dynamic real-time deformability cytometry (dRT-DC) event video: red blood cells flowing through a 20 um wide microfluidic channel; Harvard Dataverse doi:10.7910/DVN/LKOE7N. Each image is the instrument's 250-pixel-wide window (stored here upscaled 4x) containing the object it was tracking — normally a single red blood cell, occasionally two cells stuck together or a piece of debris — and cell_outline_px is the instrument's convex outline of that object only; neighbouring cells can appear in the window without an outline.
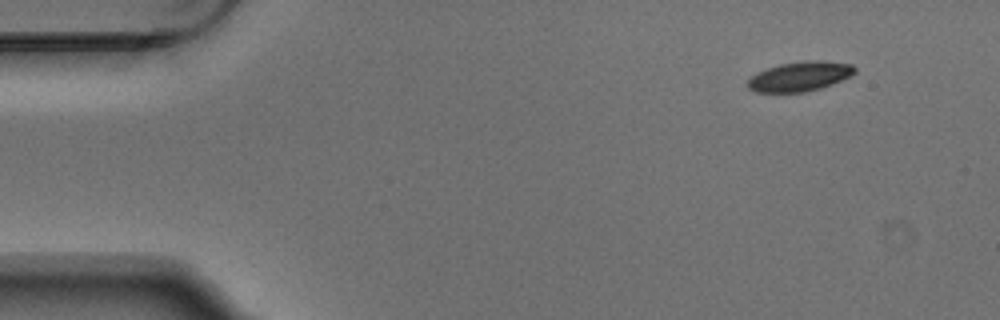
{"species": "Egyptian fruit bat (a non-hibernating species)", "species_latin": "Rousettus aegyptiacus", "temperature_condition": "warm", "stored_images_in_passage": 4, "camera_frame_rate_fps": 3000, "um_per_image_px": 0.085, "animal": {"sex": "male"}, "frame": {"image": 1, "passage_image": 1, "time_ms": 0.0, "image_size_px": [1000, 320], "cell_outline_px": [[856, 72], [852, 76], [832, 84], [820, 88], [804, 92], [756, 92], [748, 88], [748, 80], [756, 72], [764, 68], [780, 64], [804, 60], [820, 60], [852, 64], [856, 68]], "centroid_in_image_um": [68.0, 6.48], "position_along_channel_um": 17.0, "area_um2": 18.67}}
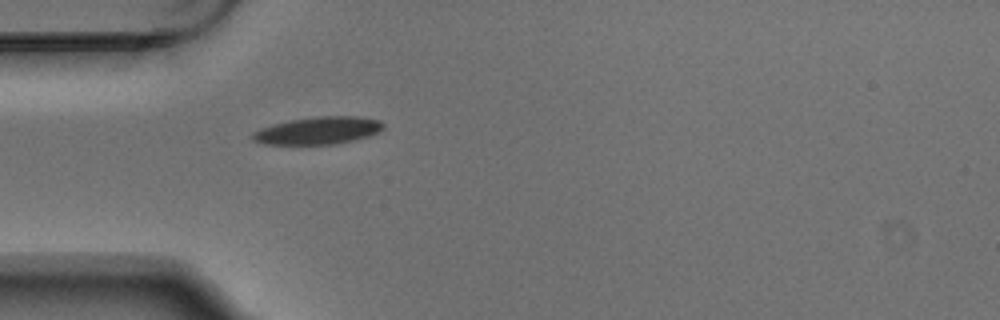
{"frame": {"image": 2, "passage_image": 4, "time_ms": 1.0, "image_size_px": [1000, 320], "cell_outline_px": [[384, 128], [368, 136], [352, 140], [332, 144], [264, 144], [252, 140], [252, 132], [260, 128], [292, 120], [320, 116], [360, 116], [380, 120], [384, 124]], "centroid_in_image_um": [27.05, 11.09], "position_along_channel_um": 58.0, "area_um2": 20.63}}